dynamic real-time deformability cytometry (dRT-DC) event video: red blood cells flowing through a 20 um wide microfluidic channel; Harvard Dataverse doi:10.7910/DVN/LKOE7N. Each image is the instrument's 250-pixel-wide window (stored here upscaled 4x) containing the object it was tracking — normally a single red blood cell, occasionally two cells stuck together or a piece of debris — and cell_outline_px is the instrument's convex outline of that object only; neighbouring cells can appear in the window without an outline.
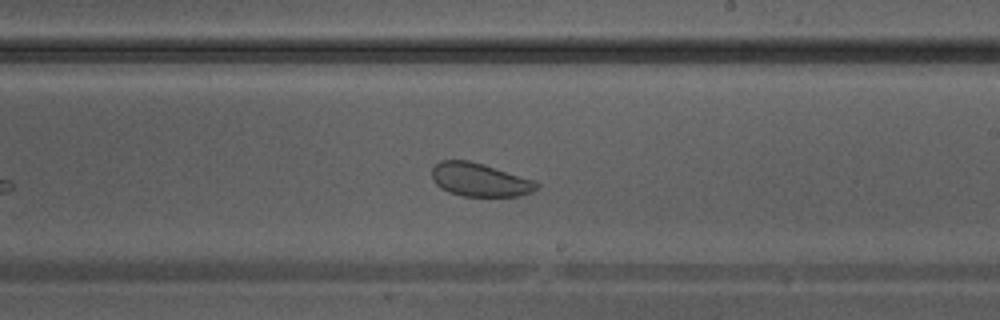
{"species": "Egyptian fruit bat (a non-hibernating species)", "species_latin": "Rousettus aegyptiacus", "temperature_condition": "warm", "stored_images_in_passage": 28, "camera_frame_rate_fps": 3000, "um_per_image_px": 0.085, "animal": {"sex": "male"}, "frame": {"image": 1, "passage_image": 16, "time_ms": 5.0, "image_size_px": [1000, 320], "cell_outline_px": [[540, 184], [532, 192], [520, 196], [464, 196], [448, 192], [440, 188], [432, 180], [432, 168], [440, 160], [468, 160], [484, 164], [536, 180]], "centroid_in_image_um": [40.78, 15.28], "position_along_channel_um": 248.2, "area_um2": 20.58}}